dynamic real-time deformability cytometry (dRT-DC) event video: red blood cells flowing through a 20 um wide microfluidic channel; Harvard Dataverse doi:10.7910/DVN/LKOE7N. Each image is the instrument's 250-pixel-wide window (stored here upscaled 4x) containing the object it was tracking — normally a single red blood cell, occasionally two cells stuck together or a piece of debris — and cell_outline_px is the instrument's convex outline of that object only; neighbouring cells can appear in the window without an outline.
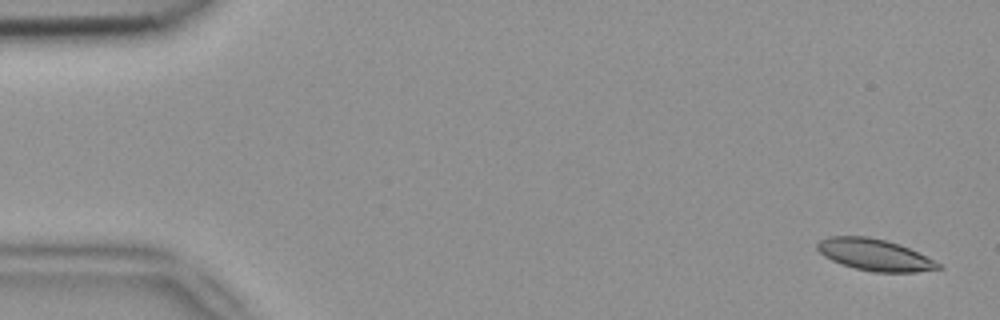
{"species": "common noctule bat (a hibernating species)", "species_latin": "Nyctalus noctula", "temperature_condition": "room temperature", "stored_images_in_passage": 52, "camera_frame_rate_fps": 3000, "um_per_image_px": 0.085, "animal": {"sex": "female", "body_mass_g": 18.4}, "frame": {"image": 1, "passage_image": 2, "time_ms": 0.333, "image_size_px": [1000, 320], "cell_outline_px": [[944, 268], [916, 272], [872, 272], [856, 268], [832, 260], [824, 256], [816, 248], [816, 244], [820, 240], [828, 236], [868, 236], [884, 240], [908, 248], [940, 264]], "centroid_in_image_um": [74.31, 21.66], "position_along_channel_um": 10.7, "area_um2": 21.91}}
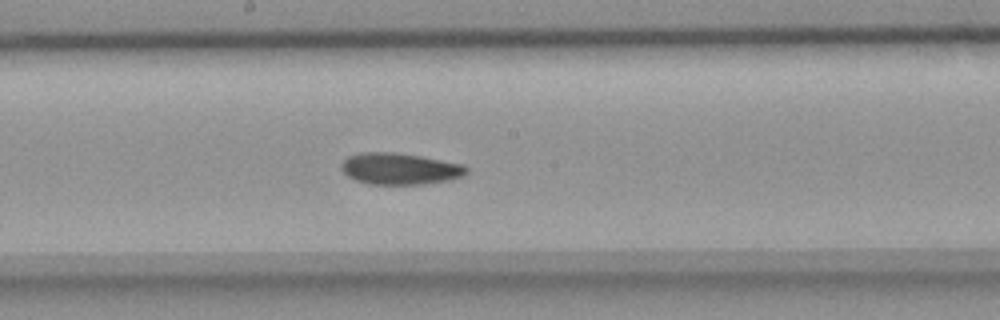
{"frame": {"image": 2, "passage_image": 28, "time_ms": 9.0, "image_size_px": [1000, 320], "cell_outline_px": [[468, 172], [464, 176], [448, 180], [428, 184], [368, 184], [356, 180], [348, 176], [340, 168], [340, 164], [348, 156], [360, 152], [392, 152], [420, 156], [464, 164], [468, 168]], "centroid_in_image_um": [33.99, 14.34], "position_along_channel_um": 214.2, "area_um2": 23.12}}
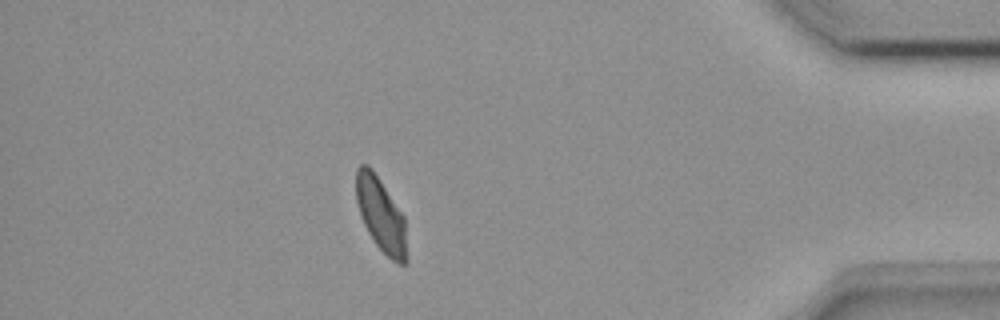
{"frame": {"image": 3, "passage_image": 46, "time_ms": 15.0, "image_size_px": [1000, 320], "cell_outline_px": [[408, 260], [404, 264], [400, 264], [392, 260], [376, 244], [368, 232], [360, 216], [356, 200], [356, 168], [360, 164], [368, 164], [372, 168], [404, 216]], "centroid_in_image_um": [32.37, 18.25], "position_along_channel_um": 402.8, "area_um2": 21.85}, "authors_computed_cell_mechanics": {"area_um2": 22.6576, "velocity_mm_per_s": 3.8725, "shape_relaxation_time_tau1_ms": 6.2686, "shape_relaxation_time_tau2_ms": 4.2652, "deformation_change_tau1": 0.1303, "deformation_change_tau2": 0.0946}}